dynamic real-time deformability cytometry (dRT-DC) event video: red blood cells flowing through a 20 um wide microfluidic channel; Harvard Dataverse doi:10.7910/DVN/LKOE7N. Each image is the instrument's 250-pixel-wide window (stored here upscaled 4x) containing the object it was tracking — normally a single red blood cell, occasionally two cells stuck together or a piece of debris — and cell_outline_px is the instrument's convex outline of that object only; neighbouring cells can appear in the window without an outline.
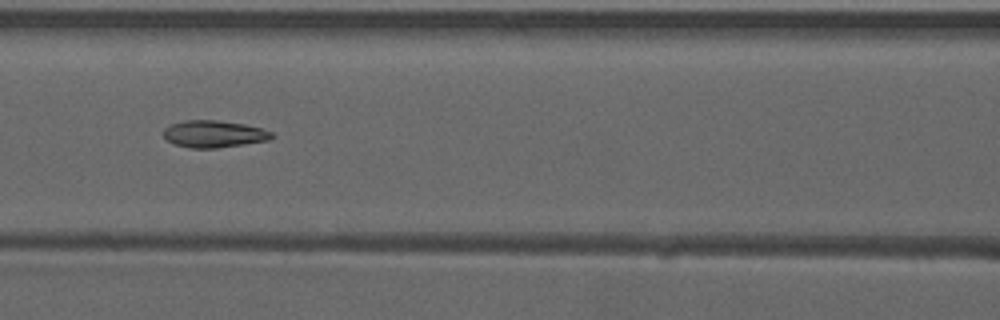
{"species": "common noctule bat (a hibernating species)", "species_latin": "Nyctalus noctula", "temperature_condition": "warm", "stored_images_in_passage": 6, "camera_frame_rate_fps": 3000, "um_per_image_px": 0.085, "animal": {"sex": "male", "forearm_length_mm": 52.5}, "frame": {"image": 1, "passage_image": 5, "time_ms": 1.333, "image_size_px": [1000, 320], "cell_outline_px": [[272, 136], [268, 140], [244, 144], [216, 148], [188, 148], [176, 144], [168, 140], [160, 132], [168, 124], [184, 120], [216, 120], [244, 124], [260, 128], [272, 132]], "centroid_in_image_um": [18.11, 11.38], "position_along_channel_um": 148.5, "area_um2": 17.05}}
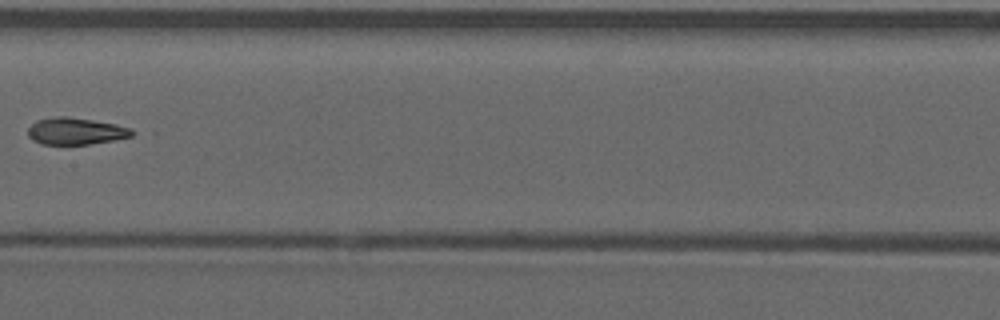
{"frame": {"image": 2, "passage_image": 6, "time_ms": 1.667, "image_size_px": [1000, 320], "cell_outline_px": [[140, 132], [132, 136], [112, 140], [88, 144], [40, 144], [32, 140], [28, 136], [28, 128], [36, 120], [56, 116], [68, 116], [116, 124], [132, 128]], "centroid_in_image_um": [6.46, 11.14], "position_along_channel_um": 200.9, "area_um2": 16.47}}